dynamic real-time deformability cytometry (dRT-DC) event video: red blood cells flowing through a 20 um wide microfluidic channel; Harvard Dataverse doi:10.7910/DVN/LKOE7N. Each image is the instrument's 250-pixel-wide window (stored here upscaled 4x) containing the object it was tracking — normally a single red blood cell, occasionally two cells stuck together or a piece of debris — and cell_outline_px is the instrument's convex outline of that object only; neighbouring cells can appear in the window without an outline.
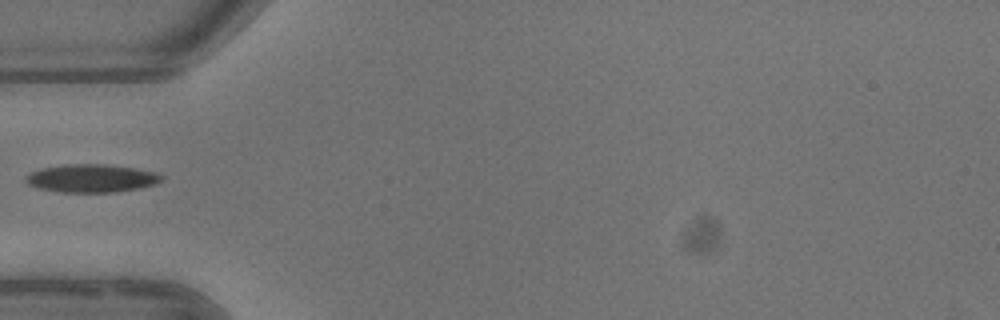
{"species": "common noctule bat (a hibernating species)", "species_latin": "Nyctalus noctula", "temperature_condition": "warm", "stored_images_in_passage": 5, "camera_frame_rate_fps": 3000, "um_per_image_px": 0.085, "animal": {"sex": "female"}, "frame": {"image": 1, "passage_image": 4, "time_ms": 3.667, "image_size_px": [1000, 320], "cell_outline_px": [[164, 176], [156, 184], [140, 188], [112, 192], [60, 192], [40, 188], [28, 184], [24, 180], [24, 176], [32, 172], [44, 168], [68, 164], [104, 164], [132, 168], [156, 172]], "centroid_in_image_um": [7.78, 15.16], "position_along_channel_um": 77.2, "area_um2": 21.96}}
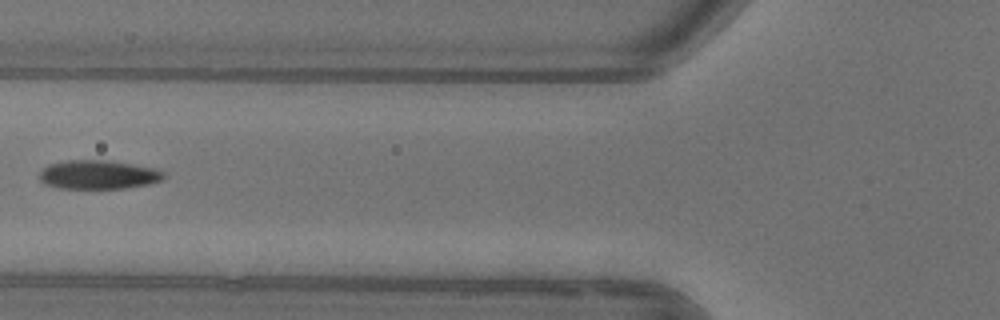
{"frame": {"image": 2, "passage_image": 5, "time_ms": 4.667, "image_size_px": [1000, 320], "cell_outline_px": [[164, 176], [160, 180], [148, 184], [124, 188], [60, 188], [44, 184], [40, 180], [40, 172], [48, 164], [68, 160], [112, 160], [156, 168], [164, 172]], "centroid_in_image_um": [8.35, 14.83], "position_along_channel_um": 117.4, "area_um2": 20.92}}